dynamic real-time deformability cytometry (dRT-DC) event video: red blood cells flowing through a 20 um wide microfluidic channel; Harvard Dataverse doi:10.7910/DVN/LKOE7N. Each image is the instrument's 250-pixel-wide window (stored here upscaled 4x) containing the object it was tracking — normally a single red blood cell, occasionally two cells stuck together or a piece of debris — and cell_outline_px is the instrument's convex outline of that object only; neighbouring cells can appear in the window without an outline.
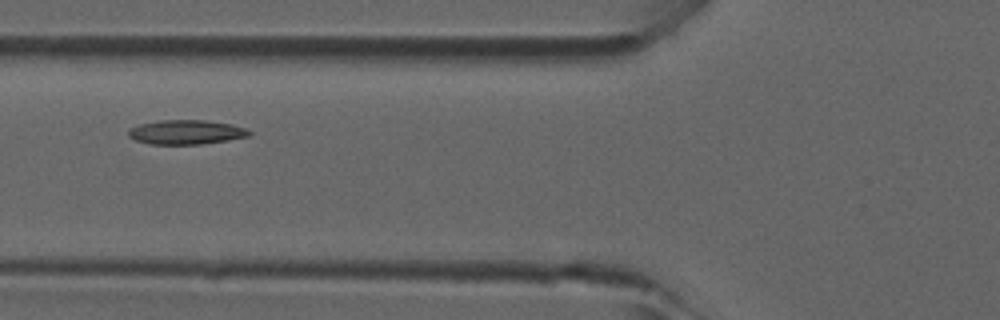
{"species": "common noctule bat (a hibernating species)", "species_latin": "Nyctalus noctula", "temperature_condition": "room temperature", "stored_images_in_passage": 43, "camera_frame_rate_fps": 3000, "um_per_image_px": 0.085, "animal": {"sex": "male", "forearm_length_mm": 52.5}, "frame": {"image": 1, "passage_image": 14, "time_ms": 4.333, "image_size_px": [1000, 320], "cell_outline_px": [[252, 132], [248, 136], [228, 140], [200, 144], [148, 144], [136, 140], [128, 136], [128, 128], [140, 124], [160, 120], [204, 120], [232, 124], [248, 128]], "centroid_in_image_um": [15.82, 11.23], "position_along_channel_um": 110.0, "area_um2": 17.22}}